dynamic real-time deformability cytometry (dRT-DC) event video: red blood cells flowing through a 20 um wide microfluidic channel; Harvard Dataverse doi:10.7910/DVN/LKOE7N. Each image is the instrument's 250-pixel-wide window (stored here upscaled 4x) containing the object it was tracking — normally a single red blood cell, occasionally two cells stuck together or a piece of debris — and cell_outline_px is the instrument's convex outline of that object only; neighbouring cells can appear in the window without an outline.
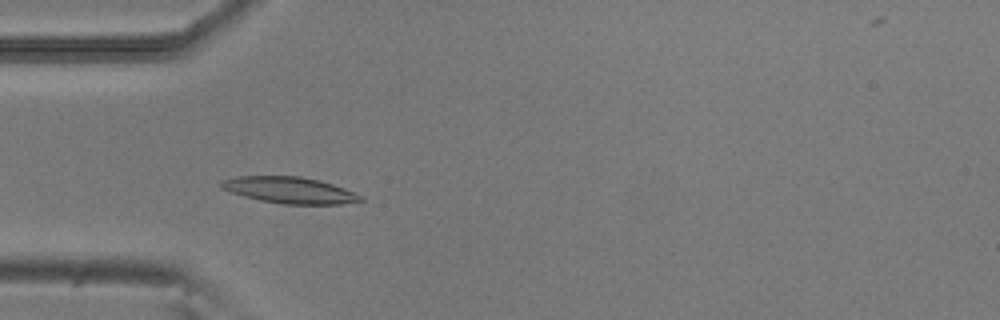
{"species": "common noctule bat (a hibernating species)", "species_latin": "Nyctalus noctula", "temperature_condition": "room temperature", "stored_images_in_passage": 6, "camera_frame_rate_fps": 3000, "um_per_image_px": 0.085, "animal": {"sex": "male", "body_mass_g": 20.5, "forearm_length_mm": 52.5}, "frame": {"image": 1, "passage_image": 5, "time_ms": 1.333, "image_size_px": [1000, 320], "cell_outline_px": [[364, 200], [340, 204], [284, 204], [260, 200], [244, 196], [220, 188], [220, 180], [236, 176], [300, 176], [320, 180], [344, 188], [364, 196]], "centroid_in_image_um": [24.61, 16.15], "position_along_channel_um": 60.4, "area_um2": 21.44}}
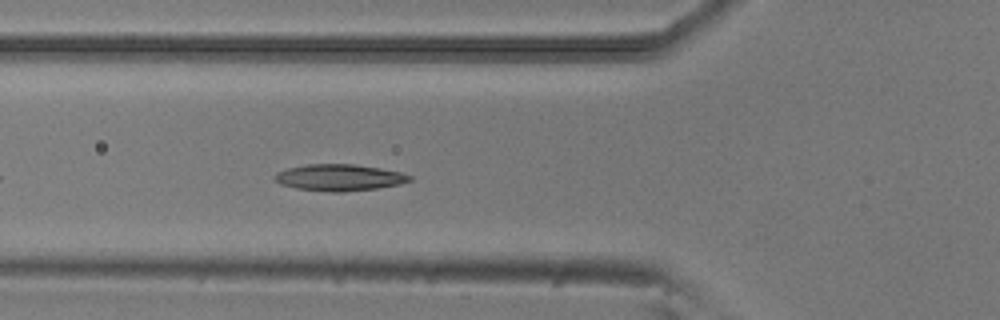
{"frame": {"image": 2, "passage_image": 6, "time_ms": 1.667, "image_size_px": [1000, 320], "cell_outline_px": [[412, 180], [400, 184], [376, 188], [340, 192], [328, 192], [296, 188], [280, 184], [272, 176], [276, 172], [288, 168], [308, 164], [352, 164], [380, 168], [400, 172], [412, 176]], "centroid_in_image_um": [28.82, 15.09], "position_along_channel_um": 97.0, "area_um2": 20.81}}